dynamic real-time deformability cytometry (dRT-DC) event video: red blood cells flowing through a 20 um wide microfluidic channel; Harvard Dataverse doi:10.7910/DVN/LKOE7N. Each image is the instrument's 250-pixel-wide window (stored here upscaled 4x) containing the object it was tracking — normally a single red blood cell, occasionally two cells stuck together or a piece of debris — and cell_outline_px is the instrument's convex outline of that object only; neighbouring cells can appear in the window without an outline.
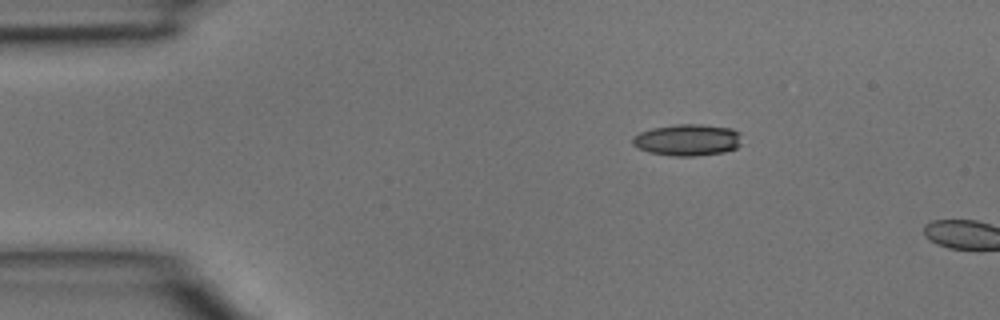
{"species": "common noctule bat (a hibernating species)", "species_latin": "Nyctalus noctula", "temperature_condition": "room temperature", "stored_images_in_passage": 2, "camera_frame_rate_fps": 3000, "um_per_image_px": 0.085, "animal": {"sex": "male", "body_mass_g": 15.6}, "frame": {"image": 1, "passage_image": 1, "time_ms": 0.0, "image_size_px": [1000, 320], "cell_outline_px": [[740, 144], [736, 148], [724, 152], [696, 156], [676, 156], [648, 152], [632, 144], [632, 136], [640, 132], [652, 128], [676, 124], [700, 124], [732, 128], [740, 132]], "centroid_in_image_um": [58.44, 11.89], "position_along_channel_um": 26.6, "area_um2": 20.17}}